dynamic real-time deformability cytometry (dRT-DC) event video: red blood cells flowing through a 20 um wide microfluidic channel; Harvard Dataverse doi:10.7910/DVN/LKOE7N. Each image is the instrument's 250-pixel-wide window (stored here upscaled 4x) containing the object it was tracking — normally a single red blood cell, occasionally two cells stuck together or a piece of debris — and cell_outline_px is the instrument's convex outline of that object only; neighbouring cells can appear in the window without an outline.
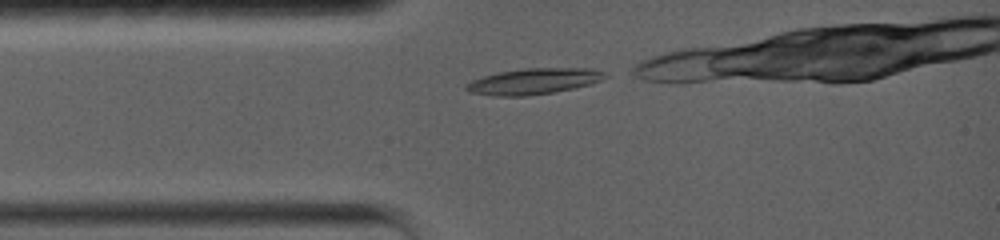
{"species": "common noctule bat (a hibernating species)", "species_latin": "Nyctalus noctula", "temperature_condition": "warm", "stored_images_in_passage": 9, "camera_frame_rate_fps": 5000, "um_per_image_px": 0.085, "animal": {"sex": "female", "body_mass_g": 19.0, "forearm_length_mm": 56.7}, "frame": {"image": 1, "passage_image": 1, "time_ms": 0.0, "image_size_px": [1000, 240], "cell_outline_px": [[608, 76], [604, 80], [592, 84], [576, 88], [528, 96], [492, 96], [468, 92], [464, 88], [464, 84], [472, 80], [484, 76], [500, 72], [524, 68], [592, 68], [604, 72]], "centroid_in_image_um": [45.38, 6.91], "position_along_channel_um": 39.6, "area_um2": 21.27}}
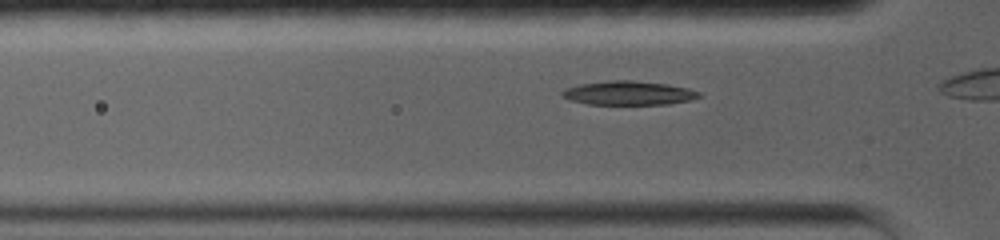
{"frame": {"image": 2, "passage_image": 6, "time_ms": 1.0, "image_size_px": [1000, 240], "cell_outline_px": [[704, 96], [692, 100], [668, 104], [588, 104], [568, 100], [560, 96], [560, 92], [564, 88], [580, 84], [608, 80], [632, 80], [668, 84], [688, 88], [700, 92]], "centroid_in_image_um": [53.42, 7.9], "position_along_channel_um": 72.4, "area_um2": 19.42}}